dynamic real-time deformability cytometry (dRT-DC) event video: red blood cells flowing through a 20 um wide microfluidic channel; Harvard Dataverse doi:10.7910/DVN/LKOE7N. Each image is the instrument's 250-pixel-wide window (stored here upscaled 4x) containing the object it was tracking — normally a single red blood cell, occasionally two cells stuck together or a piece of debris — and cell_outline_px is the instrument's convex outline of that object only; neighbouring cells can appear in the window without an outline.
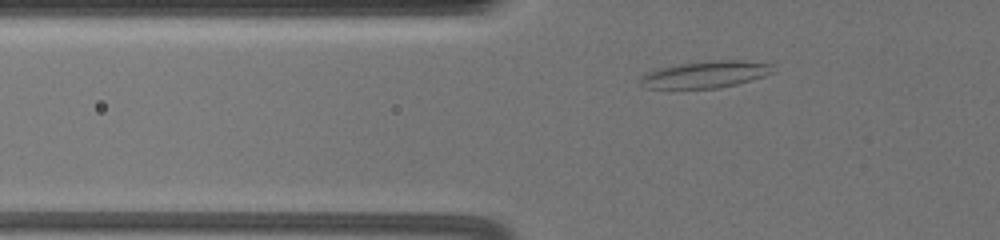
{"species": "common noctule bat (a hibernating species)", "species_latin": "Nyctalus noctula", "temperature_condition": "warm", "stored_images_in_passage": 43, "camera_frame_rate_fps": 3000, "um_per_image_px": 0.085, "animal": {"sex": "female", "body_mass_g": 19.5, "forearm_length_mm": 54.1}, "frame": {"image": 1, "passage_image": 3, "time_ms": 0.667, "image_size_px": [1000, 240], "cell_outline_px": [[776, 72], [764, 76], [736, 84], [716, 88], [648, 88], [640, 84], [640, 76], [656, 68], [704, 60], [740, 60], [772, 64]], "centroid_in_image_um": [59.97, 6.31], "position_along_channel_um": 65.8, "area_um2": 20.81}}
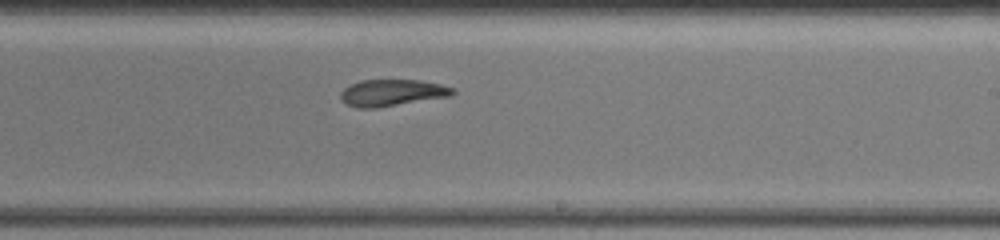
{"frame": {"image": 2, "passage_image": 21, "time_ms": 6.667, "image_size_px": [1000, 240], "cell_outline_px": [[456, 92], [452, 96], [376, 108], [356, 108], [340, 100], [340, 92], [344, 88], [360, 80], [420, 80], [440, 84], [456, 88]], "centroid_in_image_um": [33.35, 7.88], "position_along_channel_um": 255.7, "area_um2": 17.57}}
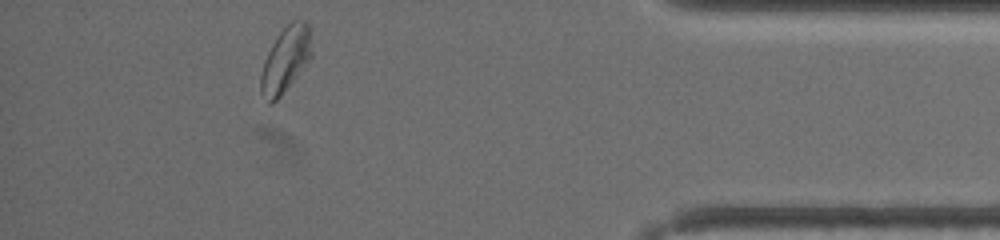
{"frame": {"image": 3, "passage_image": 38, "time_ms": 12.333, "image_size_px": [1000, 240], "cell_outline_px": [[312, 56], [280, 96], [272, 104], [268, 104], [260, 92], [260, 76], [264, 60], [272, 44], [280, 32], [292, 20], [304, 20], [308, 24], [312, 52]], "centroid_in_image_um": [24.25, 5.08], "position_along_channel_um": 411.0, "area_um2": 19.13}, "authors_computed_cell_mechanics": {"area_um2": 18.496, "velocity_mm_per_s": 3.3516, "shape_relaxation_time_tau1_ms": 7.9173, "shape_relaxation_time_tau2_ms": 3.1463, "deformation_change_tau1": 0.1936, "deformation_change_tau2": 0.0797}}